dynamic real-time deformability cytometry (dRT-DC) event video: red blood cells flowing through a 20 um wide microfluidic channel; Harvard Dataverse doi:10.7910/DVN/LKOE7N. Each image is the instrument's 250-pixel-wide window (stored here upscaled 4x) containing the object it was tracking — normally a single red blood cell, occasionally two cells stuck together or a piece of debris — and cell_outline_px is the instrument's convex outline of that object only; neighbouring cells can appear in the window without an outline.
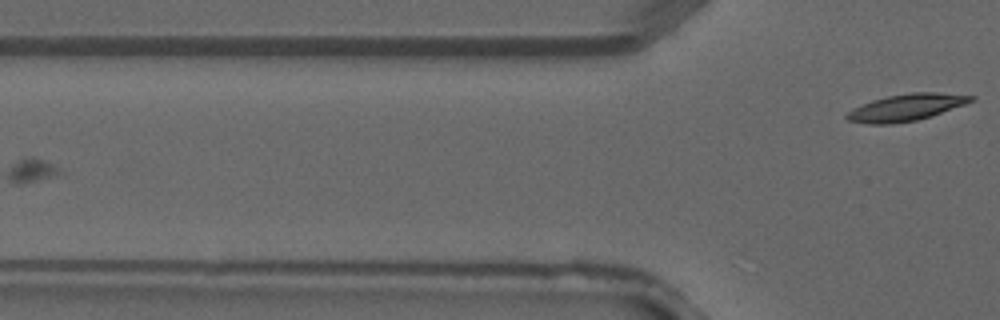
{"species": "common noctule bat (a hibernating species)", "species_latin": "Nyctalus noctula", "temperature_condition": "warm", "stored_images_in_passage": 5, "camera_frame_rate_fps": 3000, "um_per_image_px": 0.085, "animal": {"sex": "male", "forearm_length_mm": 52.5}, "frame": {"image": 1, "passage_image": 5, "time_ms": 1.333, "image_size_px": [1000, 320], "cell_outline_px": [[976, 100], [932, 116], [916, 120], [892, 124], [868, 124], [848, 120], [844, 116], [848, 112], [872, 100], [888, 96], [912, 92], [936, 92], [976, 96]], "centroid_in_image_um": [77.07, 9.13], "position_along_channel_um": 48.7, "area_um2": 19.25}}